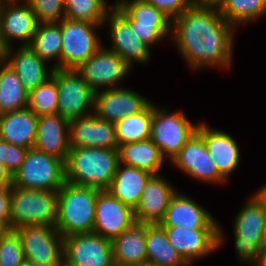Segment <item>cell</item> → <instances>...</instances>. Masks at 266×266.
<instances>
[{"mask_svg": "<svg viewBox=\"0 0 266 266\" xmlns=\"http://www.w3.org/2000/svg\"><path fill=\"white\" fill-rule=\"evenodd\" d=\"M236 28L217 5H194L172 20V36L186 62L195 69L230 68Z\"/></svg>", "mask_w": 266, "mask_h": 266, "instance_id": "6da1fadb", "label": "cell"}, {"mask_svg": "<svg viewBox=\"0 0 266 266\" xmlns=\"http://www.w3.org/2000/svg\"><path fill=\"white\" fill-rule=\"evenodd\" d=\"M118 164L117 149L70 147L65 161L66 182L107 190Z\"/></svg>", "mask_w": 266, "mask_h": 266, "instance_id": "7a4b0ae2", "label": "cell"}, {"mask_svg": "<svg viewBox=\"0 0 266 266\" xmlns=\"http://www.w3.org/2000/svg\"><path fill=\"white\" fill-rule=\"evenodd\" d=\"M100 191L68 182L58 190L55 227L63 238L73 234L93 233L95 205Z\"/></svg>", "mask_w": 266, "mask_h": 266, "instance_id": "3957f363", "label": "cell"}, {"mask_svg": "<svg viewBox=\"0 0 266 266\" xmlns=\"http://www.w3.org/2000/svg\"><path fill=\"white\" fill-rule=\"evenodd\" d=\"M58 215V191H42L11 186L10 226H55Z\"/></svg>", "mask_w": 266, "mask_h": 266, "instance_id": "277c9868", "label": "cell"}, {"mask_svg": "<svg viewBox=\"0 0 266 266\" xmlns=\"http://www.w3.org/2000/svg\"><path fill=\"white\" fill-rule=\"evenodd\" d=\"M65 182V161L34 147L12 177L14 187L42 191H58Z\"/></svg>", "mask_w": 266, "mask_h": 266, "instance_id": "5b68a950", "label": "cell"}, {"mask_svg": "<svg viewBox=\"0 0 266 266\" xmlns=\"http://www.w3.org/2000/svg\"><path fill=\"white\" fill-rule=\"evenodd\" d=\"M266 210L263 202L251 196L234 220L235 249L240 262L255 264L259 251L264 248Z\"/></svg>", "mask_w": 266, "mask_h": 266, "instance_id": "8992f818", "label": "cell"}, {"mask_svg": "<svg viewBox=\"0 0 266 266\" xmlns=\"http://www.w3.org/2000/svg\"><path fill=\"white\" fill-rule=\"evenodd\" d=\"M199 124L191 123L182 111L168 113L153 104L150 139L159 148L163 158H173L197 132Z\"/></svg>", "mask_w": 266, "mask_h": 266, "instance_id": "52a82bcc", "label": "cell"}, {"mask_svg": "<svg viewBox=\"0 0 266 266\" xmlns=\"http://www.w3.org/2000/svg\"><path fill=\"white\" fill-rule=\"evenodd\" d=\"M52 76L57 81V114L69 122L94 114L95 92L76 69L54 68Z\"/></svg>", "mask_w": 266, "mask_h": 266, "instance_id": "ba28073f", "label": "cell"}, {"mask_svg": "<svg viewBox=\"0 0 266 266\" xmlns=\"http://www.w3.org/2000/svg\"><path fill=\"white\" fill-rule=\"evenodd\" d=\"M100 26L65 17L60 21L61 69H77L99 50L102 43L95 28Z\"/></svg>", "mask_w": 266, "mask_h": 266, "instance_id": "9c48e42d", "label": "cell"}, {"mask_svg": "<svg viewBox=\"0 0 266 266\" xmlns=\"http://www.w3.org/2000/svg\"><path fill=\"white\" fill-rule=\"evenodd\" d=\"M115 5L129 19L137 37L149 47L172 33V19L144 0H116Z\"/></svg>", "mask_w": 266, "mask_h": 266, "instance_id": "30bf717a", "label": "cell"}, {"mask_svg": "<svg viewBox=\"0 0 266 266\" xmlns=\"http://www.w3.org/2000/svg\"><path fill=\"white\" fill-rule=\"evenodd\" d=\"M15 230L26 260L39 266H54L63 258L64 238L55 226L24 225Z\"/></svg>", "mask_w": 266, "mask_h": 266, "instance_id": "8fae6325", "label": "cell"}, {"mask_svg": "<svg viewBox=\"0 0 266 266\" xmlns=\"http://www.w3.org/2000/svg\"><path fill=\"white\" fill-rule=\"evenodd\" d=\"M1 0L0 2V45L3 50L13 46L12 41L21 40V46H29L38 20L26 0Z\"/></svg>", "mask_w": 266, "mask_h": 266, "instance_id": "7c38bea8", "label": "cell"}, {"mask_svg": "<svg viewBox=\"0 0 266 266\" xmlns=\"http://www.w3.org/2000/svg\"><path fill=\"white\" fill-rule=\"evenodd\" d=\"M130 70L131 67L117 53L103 46L76 69L95 93L103 87L105 90L120 87Z\"/></svg>", "mask_w": 266, "mask_h": 266, "instance_id": "4fadbf2b", "label": "cell"}, {"mask_svg": "<svg viewBox=\"0 0 266 266\" xmlns=\"http://www.w3.org/2000/svg\"><path fill=\"white\" fill-rule=\"evenodd\" d=\"M109 25L112 48L131 68L134 62L145 64L150 60V47L131 29L129 19L115 5L108 11L104 23Z\"/></svg>", "mask_w": 266, "mask_h": 266, "instance_id": "5bb4252c", "label": "cell"}, {"mask_svg": "<svg viewBox=\"0 0 266 266\" xmlns=\"http://www.w3.org/2000/svg\"><path fill=\"white\" fill-rule=\"evenodd\" d=\"M63 257L73 266H115L111 240L96 233L65 237Z\"/></svg>", "mask_w": 266, "mask_h": 266, "instance_id": "9a60e30c", "label": "cell"}, {"mask_svg": "<svg viewBox=\"0 0 266 266\" xmlns=\"http://www.w3.org/2000/svg\"><path fill=\"white\" fill-rule=\"evenodd\" d=\"M170 244L190 264L197 258L208 256L223 243V232L218 229H184L183 227H163Z\"/></svg>", "mask_w": 266, "mask_h": 266, "instance_id": "2e32d148", "label": "cell"}, {"mask_svg": "<svg viewBox=\"0 0 266 266\" xmlns=\"http://www.w3.org/2000/svg\"><path fill=\"white\" fill-rule=\"evenodd\" d=\"M151 101L123 87L102 89L95 93L94 114L111 123L143 111Z\"/></svg>", "mask_w": 266, "mask_h": 266, "instance_id": "e0dca14e", "label": "cell"}, {"mask_svg": "<svg viewBox=\"0 0 266 266\" xmlns=\"http://www.w3.org/2000/svg\"><path fill=\"white\" fill-rule=\"evenodd\" d=\"M134 210L114 198L108 191H100L95 205L93 233L112 240L134 223Z\"/></svg>", "mask_w": 266, "mask_h": 266, "instance_id": "ac0fdd59", "label": "cell"}, {"mask_svg": "<svg viewBox=\"0 0 266 266\" xmlns=\"http://www.w3.org/2000/svg\"><path fill=\"white\" fill-rule=\"evenodd\" d=\"M187 175L205 182L222 184L226 180L219 174L203 138L196 132L171 161Z\"/></svg>", "mask_w": 266, "mask_h": 266, "instance_id": "d6986e66", "label": "cell"}, {"mask_svg": "<svg viewBox=\"0 0 266 266\" xmlns=\"http://www.w3.org/2000/svg\"><path fill=\"white\" fill-rule=\"evenodd\" d=\"M70 147L117 149L115 124L95 114L70 121Z\"/></svg>", "mask_w": 266, "mask_h": 266, "instance_id": "ffe728a7", "label": "cell"}, {"mask_svg": "<svg viewBox=\"0 0 266 266\" xmlns=\"http://www.w3.org/2000/svg\"><path fill=\"white\" fill-rule=\"evenodd\" d=\"M176 192L173 185L171 186L161 175H152L142 191L137 207L134 209L135 221L137 223L159 224Z\"/></svg>", "mask_w": 266, "mask_h": 266, "instance_id": "44dd1931", "label": "cell"}, {"mask_svg": "<svg viewBox=\"0 0 266 266\" xmlns=\"http://www.w3.org/2000/svg\"><path fill=\"white\" fill-rule=\"evenodd\" d=\"M162 227H183L184 229H218V222L203 207L178 191L172 197Z\"/></svg>", "mask_w": 266, "mask_h": 266, "instance_id": "7402d4cb", "label": "cell"}, {"mask_svg": "<svg viewBox=\"0 0 266 266\" xmlns=\"http://www.w3.org/2000/svg\"><path fill=\"white\" fill-rule=\"evenodd\" d=\"M12 49L13 47L4 50L3 61L16 72L27 92L36 89L52 76L54 68H47V61L40 58L29 46Z\"/></svg>", "mask_w": 266, "mask_h": 266, "instance_id": "603a6c76", "label": "cell"}, {"mask_svg": "<svg viewBox=\"0 0 266 266\" xmlns=\"http://www.w3.org/2000/svg\"><path fill=\"white\" fill-rule=\"evenodd\" d=\"M197 133L203 138L219 174L226 180L241 160L239 147L231 135L199 123Z\"/></svg>", "mask_w": 266, "mask_h": 266, "instance_id": "cb8c5ba5", "label": "cell"}, {"mask_svg": "<svg viewBox=\"0 0 266 266\" xmlns=\"http://www.w3.org/2000/svg\"><path fill=\"white\" fill-rule=\"evenodd\" d=\"M70 122L59 114L38 117L34 148L66 161L70 151Z\"/></svg>", "mask_w": 266, "mask_h": 266, "instance_id": "d4e9b609", "label": "cell"}, {"mask_svg": "<svg viewBox=\"0 0 266 266\" xmlns=\"http://www.w3.org/2000/svg\"><path fill=\"white\" fill-rule=\"evenodd\" d=\"M38 116L28 107L0 115V139L31 149L36 142Z\"/></svg>", "mask_w": 266, "mask_h": 266, "instance_id": "484cf974", "label": "cell"}, {"mask_svg": "<svg viewBox=\"0 0 266 266\" xmlns=\"http://www.w3.org/2000/svg\"><path fill=\"white\" fill-rule=\"evenodd\" d=\"M115 266H135L147 262L146 224L135 222L111 240Z\"/></svg>", "mask_w": 266, "mask_h": 266, "instance_id": "4316f807", "label": "cell"}, {"mask_svg": "<svg viewBox=\"0 0 266 266\" xmlns=\"http://www.w3.org/2000/svg\"><path fill=\"white\" fill-rule=\"evenodd\" d=\"M152 175L147 171L119 163L115 176L106 191L134 210Z\"/></svg>", "mask_w": 266, "mask_h": 266, "instance_id": "83f0119b", "label": "cell"}, {"mask_svg": "<svg viewBox=\"0 0 266 266\" xmlns=\"http://www.w3.org/2000/svg\"><path fill=\"white\" fill-rule=\"evenodd\" d=\"M117 150L120 164L132 166L153 175L161 172L165 159L150 138L118 145Z\"/></svg>", "mask_w": 266, "mask_h": 266, "instance_id": "f1b7e54d", "label": "cell"}, {"mask_svg": "<svg viewBox=\"0 0 266 266\" xmlns=\"http://www.w3.org/2000/svg\"><path fill=\"white\" fill-rule=\"evenodd\" d=\"M147 262L157 266H189L170 244L160 224H146Z\"/></svg>", "mask_w": 266, "mask_h": 266, "instance_id": "f546056e", "label": "cell"}, {"mask_svg": "<svg viewBox=\"0 0 266 266\" xmlns=\"http://www.w3.org/2000/svg\"><path fill=\"white\" fill-rule=\"evenodd\" d=\"M28 94L16 72L1 60L0 115L27 108Z\"/></svg>", "mask_w": 266, "mask_h": 266, "instance_id": "4dcf8cb0", "label": "cell"}, {"mask_svg": "<svg viewBox=\"0 0 266 266\" xmlns=\"http://www.w3.org/2000/svg\"><path fill=\"white\" fill-rule=\"evenodd\" d=\"M62 33L59 22L39 23L29 47L45 61L55 59L53 68L61 69Z\"/></svg>", "mask_w": 266, "mask_h": 266, "instance_id": "1f68e13d", "label": "cell"}, {"mask_svg": "<svg viewBox=\"0 0 266 266\" xmlns=\"http://www.w3.org/2000/svg\"><path fill=\"white\" fill-rule=\"evenodd\" d=\"M153 118V103L138 114L124 117L115 123L118 145L142 141L150 138Z\"/></svg>", "mask_w": 266, "mask_h": 266, "instance_id": "d6a6232c", "label": "cell"}, {"mask_svg": "<svg viewBox=\"0 0 266 266\" xmlns=\"http://www.w3.org/2000/svg\"><path fill=\"white\" fill-rule=\"evenodd\" d=\"M217 7L223 18L235 28L266 16V0H219Z\"/></svg>", "mask_w": 266, "mask_h": 266, "instance_id": "836d02e7", "label": "cell"}, {"mask_svg": "<svg viewBox=\"0 0 266 266\" xmlns=\"http://www.w3.org/2000/svg\"><path fill=\"white\" fill-rule=\"evenodd\" d=\"M111 7L105 0H64V17L102 25Z\"/></svg>", "mask_w": 266, "mask_h": 266, "instance_id": "e575fe53", "label": "cell"}, {"mask_svg": "<svg viewBox=\"0 0 266 266\" xmlns=\"http://www.w3.org/2000/svg\"><path fill=\"white\" fill-rule=\"evenodd\" d=\"M27 107L38 117L57 114L58 89L53 76L29 92Z\"/></svg>", "mask_w": 266, "mask_h": 266, "instance_id": "d590c367", "label": "cell"}, {"mask_svg": "<svg viewBox=\"0 0 266 266\" xmlns=\"http://www.w3.org/2000/svg\"><path fill=\"white\" fill-rule=\"evenodd\" d=\"M25 260L21 238L11 230L0 239V266H20Z\"/></svg>", "mask_w": 266, "mask_h": 266, "instance_id": "8d00e7d4", "label": "cell"}, {"mask_svg": "<svg viewBox=\"0 0 266 266\" xmlns=\"http://www.w3.org/2000/svg\"><path fill=\"white\" fill-rule=\"evenodd\" d=\"M38 23L59 22L64 18V0H26Z\"/></svg>", "mask_w": 266, "mask_h": 266, "instance_id": "74e56055", "label": "cell"}, {"mask_svg": "<svg viewBox=\"0 0 266 266\" xmlns=\"http://www.w3.org/2000/svg\"><path fill=\"white\" fill-rule=\"evenodd\" d=\"M27 151L28 149L24 147L12 145L0 139V161L12 177L19 170Z\"/></svg>", "mask_w": 266, "mask_h": 266, "instance_id": "f35d334b", "label": "cell"}, {"mask_svg": "<svg viewBox=\"0 0 266 266\" xmlns=\"http://www.w3.org/2000/svg\"><path fill=\"white\" fill-rule=\"evenodd\" d=\"M163 11L172 20L194 6L192 0H144Z\"/></svg>", "mask_w": 266, "mask_h": 266, "instance_id": "ab89813d", "label": "cell"}, {"mask_svg": "<svg viewBox=\"0 0 266 266\" xmlns=\"http://www.w3.org/2000/svg\"><path fill=\"white\" fill-rule=\"evenodd\" d=\"M11 186L0 188V219L10 224Z\"/></svg>", "mask_w": 266, "mask_h": 266, "instance_id": "60d3db41", "label": "cell"}, {"mask_svg": "<svg viewBox=\"0 0 266 266\" xmlns=\"http://www.w3.org/2000/svg\"><path fill=\"white\" fill-rule=\"evenodd\" d=\"M12 186V176L8 173L3 162L0 161V188Z\"/></svg>", "mask_w": 266, "mask_h": 266, "instance_id": "b9f144b4", "label": "cell"}, {"mask_svg": "<svg viewBox=\"0 0 266 266\" xmlns=\"http://www.w3.org/2000/svg\"><path fill=\"white\" fill-rule=\"evenodd\" d=\"M12 230L10 224L6 220L0 219V239Z\"/></svg>", "mask_w": 266, "mask_h": 266, "instance_id": "7bdbcfd3", "label": "cell"}, {"mask_svg": "<svg viewBox=\"0 0 266 266\" xmlns=\"http://www.w3.org/2000/svg\"><path fill=\"white\" fill-rule=\"evenodd\" d=\"M255 266H266V247H264L258 254V260Z\"/></svg>", "mask_w": 266, "mask_h": 266, "instance_id": "ee69618b", "label": "cell"}, {"mask_svg": "<svg viewBox=\"0 0 266 266\" xmlns=\"http://www.w3.org/2000/svg\"><path fill=\"white\" fill-rule=\"evenodd\" d=\"M255 195L263 202L264 208L266 210V184L263 185Z\"/></svg>", "mask_w": 266, "mask_h": 266, "instance_id": "f6af8a7d", "label": "cell"}, {"mask_svg": "<svg viewBox=\"0 0 266 266\" xmlns=\"http://www.w3.org/2000/svg\"><path fill=\"white\" fill-rule=\"evenodd\" d=\"M194 5H217L219 0H192Z\"/></svg>", "mask_w": 266, "mask_h": 266, "instance_id": "bcb514c9", "label": "cell"}, {"mask_svg": "<svg viewBox=\"0 0 266 266\" xmlns=\"http://www.w3.org/2000/svg\"><path fill=\"white\" fill-rule=\"evenodd\" d=\"M54 266H73L71 263H69L64 257L56 263Z\"/></svg>", "mask_w": 266, "mask_h": 266, "instance_id": "7dc6e473", "label": "cell"}, {"mask_svg": "<svg viewBox=\"0 0 266 266\" xmlns=\"http://www.w3.org/2000/svg\"><path fill=\"white\" fill-rule=\"evenodd\" d=\"M20 266H39V265H37V264L34 263V262H31V261L25 260V262H24L22 265H20Z\"/></svg>", "mask_w": 266, "mask_h": 266, "instance_id": "c3c4849f", "label": "cell"}, {"mask_svg": "<svg viewBox=\"0 0 266 266\" xmlns=\"http://www.w3.org/2000/svg\"><path fill=\"white\" fill-rule=\"evenodd\" d=\"M135 266H157L156 264L150 263V262H145V263H141L139 265H135Z\"/></svg>", "mask_w": 266, "mask_h": 266, "instance_id": "681fc988", "label": "cell"}, {"mask_svg": "<svg viewBox=\"0 0 266 266\" xmlns=\"http://www.w3.org/2000/svg\"><path fill=\"white\" fill-rule=\"evenodd\" d=\"M264 247H266V220H265V226H264Z\"/></svg>", "mask_w": 266, "mask_h": 266, "instance_id": "f907efd6", "label": "cell"}, {"mask_svg": "<svg viewBox=\"0 0 266 266\" xmlns=\"http://www.w3.org/2000/svg\"><path fill=\"white\" fill-rule=\"evenodd\" d=\"M3 53H4V50L2 49L0 45V61L3 60Z\"/></svg>", "mask_w": 266, "mask_h": 266, "instance_id": "816d5d0a", "label": "cell"}]
</instances>
